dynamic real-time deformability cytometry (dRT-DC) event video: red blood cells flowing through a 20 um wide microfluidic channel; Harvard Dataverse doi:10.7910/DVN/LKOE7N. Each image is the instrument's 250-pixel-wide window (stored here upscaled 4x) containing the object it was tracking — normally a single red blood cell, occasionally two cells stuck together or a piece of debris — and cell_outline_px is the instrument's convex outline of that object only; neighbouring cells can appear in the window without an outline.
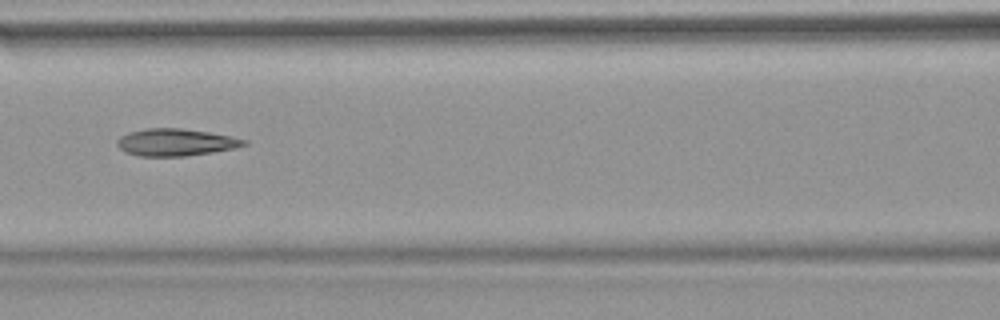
{"species": "common noctule bat (a hibernating species)", "species_latin": "Nyctalus noctula", "temperature_condition": "warm", "stored_images_in_passage": 52, "camera_frame_rate_fps": 3000, "um_per_image_px": 0.085, "animal": {"sex": "female", "body_mass_g": 18.4}, "frame": {"image": 1, "passage_image": 23, "time_ms": 7.333, "image_size_px": [1000, 320], "cell_outline_px": [[248, 144], [232, 148], [212, 152], [184, 156], [140, 156], [124, 152], [116, 144], [116, 140], [120, 136], [128, 132], [148, 128], [180, 128], [208, 132], [232, 136], [248, 140]], "centroid_in_image_um": [14.9, 12.09], "position_along_channel_um": 151.7, "area_um2": 20.06}}
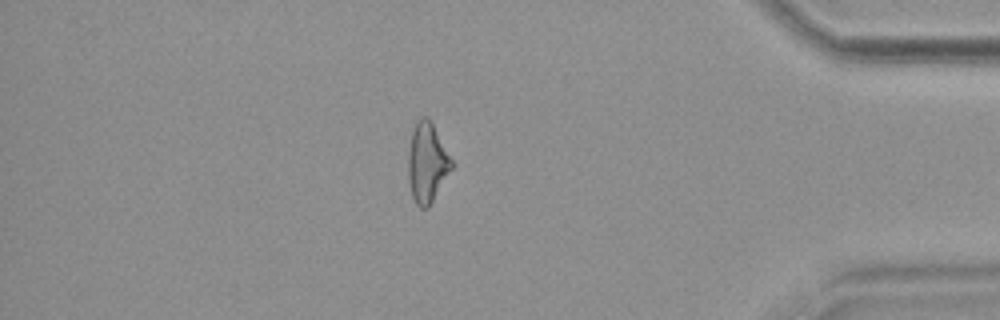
{"frame": {"image": 2, "passage_image": 45, "time_ms": 14.667, "image_size_px": [1000, 320], "cell_outline_px": [[452, 168], [428, 208], [420, 208], [416, 204], [412, 196], [408, 180], [408, 152], [412, 132], [416, 120], [420, 116], [428, 116], [452, 160]], "centroid_in_image_um": [36.27, 13.82], "position_along_channel_um": 398.9, "area_um2": 20.0}, "authors_computed_cell_mechanics": {"area_um2": 20.6346, "velocity_mm_per_s": 3.8438, "shape_relaxation_time_tau1_ms": null, "shape_relaxation_time_tau2_ms": 3.4207, "deformation_change_tau1": null, "deformation_change_tau2": 0.1505}}